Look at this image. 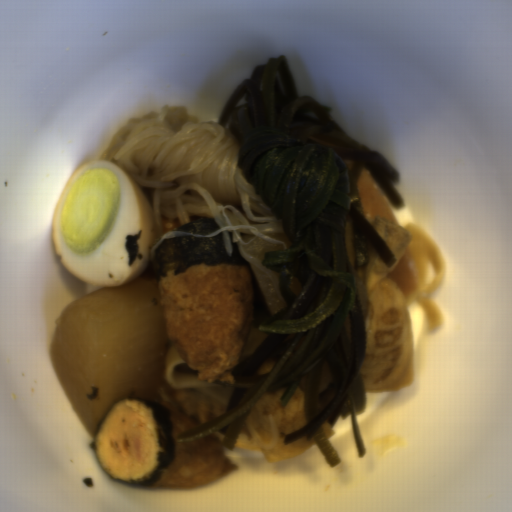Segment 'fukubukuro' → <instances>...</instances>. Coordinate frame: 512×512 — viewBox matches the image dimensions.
<instances>
[{"label": "fukubukuro", "instance_id": "obj_2", "mask_svg": "<svg viewBox=\"0 0 512 512\" xmlns=\"http://www.w3.org/2000/svg\"><path fill=\"white\" fill-rule=\"evenodd\" d=\"M290 383L274 391H267L250 409L243 424L266 463L281 462L299 457L317 441L302 436L285 444L286 435L307 424L305 394L298 385L286 406L279 400Z\"/></svg>", "mask_w": 512, "mask_h": 512}, {"label": "fukubukuro", "instance_id": "obj_1", "mask_svg": "<svg viewBox=\"0 0 512 512\" xmlns=\"http://www.w3.org/2000/svg\"><path fill=\"white\" fill-rule=\"evenodd\" d=\"M373 229L396 262L386 263L366 240L365 276L367 313L364 319V358L360 370L365 392H395L412 385L413 338L407 301L387 275L398 265L413 237L401 225L375 215Z\"/></svg>", "mask_w": 512, "mask_h": 512}]
</instances>
